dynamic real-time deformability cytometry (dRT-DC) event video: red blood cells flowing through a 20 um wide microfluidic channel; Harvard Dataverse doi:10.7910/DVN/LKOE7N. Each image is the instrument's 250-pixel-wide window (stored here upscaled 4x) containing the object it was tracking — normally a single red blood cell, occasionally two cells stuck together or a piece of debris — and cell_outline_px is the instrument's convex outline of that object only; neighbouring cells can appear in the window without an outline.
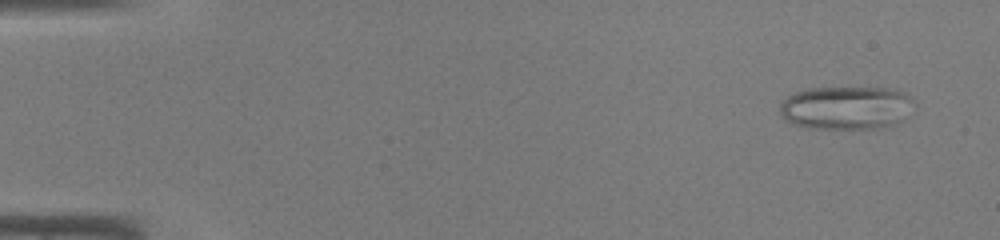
{"species": "common noctule bat (a hibernating species)", "species_latin": "Nyctalus noctula", "temperature_condition": "warm", "stored_images_in_passage": 43, "camera_frame_rate_fps": 3000, "um_per_image_px": 0.085, "animal": {"sex": "male", "body_mass_g": 19.0, "forearm_length_mm": 50.8}, "frame": {"image": 1, "passage_image": 1, "time_ms": 0.0, "image_size_px": [1000, 240], "cell_outline_px": [[916, 104], [912, 116], [896, 124], [876, 128], [808, 128], [796, 124], [788, 120], [780, 112], [780, 104], [788, 96], [796, 92], [808, 88], [888, 88], [904, 92], [916, 100]], "centroid_in_image_um": [72.06, 9.15], "position_along_channel_um": 12.9, "area_um2": 34.22}}
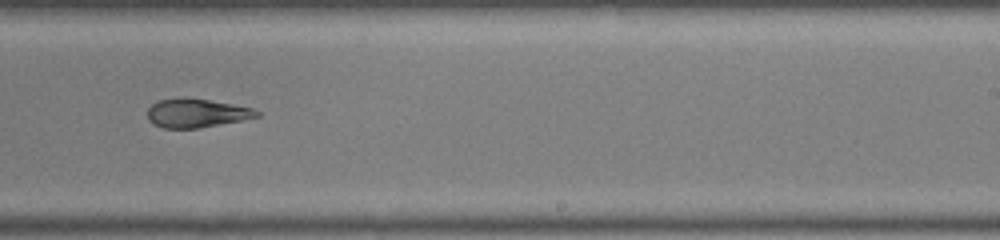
{"frame": {"image": 2, "passage_image": 27, "time_ms": 8.667, "image_size_px": [1000, 240], "cell_outline_px": [[260, 116], [200, 128], [164, 128], [152, 124], [148, 120], [148, 108], [152, 104], [160, 100], [184, 96], [232, 104], [252, 108], [260, 112]], "centroid_in_image_um": [16.66, 9.6], "position_along_channel_um": 272.3, "area_um2": 18.32}}
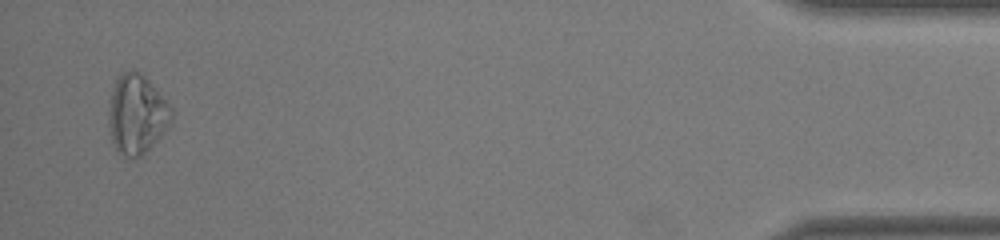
{"frame": {"image": 3, "passage_image": 42, "time_ms": 13.667, "image_size_px": [1000, 240], "cell_outline_px": [[172, 120], [168, 128], [140, 156], [128, 160], [112, 144], [108, 124], [108, 112], [112, 88], [116, 80], [124, 72], [140, 72], [156, 88], [172, 108]], "centroid_in_image_um": [11.61, 9.74], "position_along_channel_um": 423.6, "area_um2": 28.84}}